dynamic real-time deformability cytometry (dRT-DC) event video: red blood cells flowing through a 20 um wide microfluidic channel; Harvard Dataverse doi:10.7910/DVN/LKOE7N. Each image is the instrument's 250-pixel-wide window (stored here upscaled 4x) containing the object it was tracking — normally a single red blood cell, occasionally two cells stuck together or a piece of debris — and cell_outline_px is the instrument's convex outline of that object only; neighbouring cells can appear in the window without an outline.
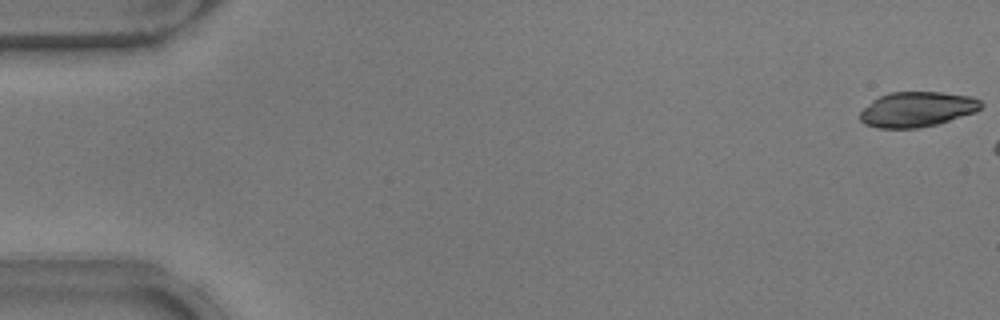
{"species": "common noctule bat (a hibernating species)", "species_latin": "Nyctalus noctula", "temperature_condition": "warm", "stored_images_in_passage": 6, "camera_frame_rate_fps": 3000, "um_per_image_px": 0.085, "animal": {"sex": "male", "body_mass_g": 17.9}, "frame": {"image": 1, "passage_image": 1, "time_ms": 0.0, "image_size_px": [1000, 320], "cell_outline_px": [[984, 104], [976, 112], [936, 124], [920, 128], [876, 128], [864, 124], [860, 120], [860, 112], [872, 100], [888, 92], [940, 92], [972, 96], [980, 100]], "centroid_in_image_um": [77.95, 9.29], "position_along_channel_um": 7.1, "area_um2": 24.85}}